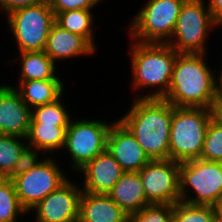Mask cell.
<instances>
[{
  "mask_svg": "<svg viewBox=\"0 0 222 222\" xmlns=\"http://www.w3.org/2000/svg\"><path fill=\"white\" fill-rule=\"evenodd\" d=\"M179 191L180 201L215 206L222 197V163L200 158L180 163Z\"/></svg>",
  "mask_w": 222,
  "mask_h": 222,
  "instance_id": "obj_7",
  "label": "cell"
},
{
  "mask_svg": "<svg viewBox=\"0 0 222 222\" xmlns=\"http://www.w3.org/2000/svg\"><path fill=\"white\" fill-rule=\"evenodd\" d=\"M128 222H173V205L150 204L128 215Z\"/></svg>",
  "mask_w": 222,
  "mask_h": 222,
  "instance_id": "obj_28",
  "label": "cell"
},
{
  "mask_svg": "<svg viewBox=\"0 0 222 222\" xmlns=\"http://www.w3.org/2000/svg\"><path fill=\"white\" fill-rule=\"evenodd\" d=\"M63 95L55 102L40 105L31 109L30 123L69 124L71 113L63 103Z\"/></svg>",
  "mask_w": 222,
  "mask_h": 222,
  "instance_id": "obj_25",
  "label": "cell"
},
{
  "mask_svg": "<svg viewBox=\"0 0 222 222\" xmlns=\"http://www.w3.org/2000/svg\"><path fill=\"white\" fill-rule=\"evenodd\" d=\"M107 195L127 215L138 212L150 205L138 172H124Z\"/></svg>",
  "mask_w": 222,
  "mask_h": 222,
  "instance_id": "obj_18",
  "label": "cell"
},
{
  "mask_svg": "<svg viewBox=\"0 0 222 222\" xmlns=\"http://www.w3.org/2000/svg\"><path fill=\"white\" fill-rule=\"evenodd\" d=\"M102 0H48L54 14L75 9L93 10Z\"/></svg>",
  "mask_w": 222,
  "mask_h": 222,
  "instance_id": "obj_29",
  "label": "cell"
},
{
  "mask_svg": "<svg viewBox=\"0 0 222 222\" xmlns=\"http://www.w3.org/2000/svg\"><path fill=\"white\" fill-rule=\"evenodd\" d=\"M180 163L168 160H151L138 173L144 193L150 204H171L180 201Z\"/></svg>",
  "mask_w": 222,
  "mask_h": 222,
  "instance_id": "obj_11",
  "label": "cell"
},
{
  "mask_svg": "<svg viewBox=\"0 0 222 222\" xmlns=\"http://www.w3.org/2000/svg\"><path fill=\"white\" fill-rule=\"evenodd\" d=\"M113 122L71 118L65 133L63 151H67L72 159L73 172H78L106 150L107 135Z\"/></svg>",
  "mask_w": 222,
  "mask_h": 222,
  "instance_id": "obj_10",
  "label": "cell"
},
{
  "mask_svg": "<svg viewBox=\"0 0 222 222\" xmlns=\"http://www.w3.org/2000/svg\"><path fill=\"white\" fill-rule=\"evenodd\" d=\"M20 73L18 81L63 79L57 75V66L44 51L19 53Z\"/></svg>",
  "mask_w": 222,
  "mask_h": 222,
  "instance_id": "obj_22",
  "label": "cell"
},
{
  "mask_svg": "<svg viewBox=\"0 0 222 222\" xmlns=\"http://www.w3.org/2000/svg\"><path fill=\"white\" fill-rule=\"evenodd\" d=\"M210 119L213 123L222 126V96L216 95L209 106Z\"/></svg>",
  "mask_w": 222,
  "mask_h": 222,
  "instance_id": "obj_31",
  "label": "cell"
},
{
  "mask_svg": "<svg viewBox=\"0 0 222 222\" xmlns=\"http://www.w3.org/2000/svg\"><path fill=\"white\" fill-rule=\"evenodd\" d=\"M31 108L10 84H0V134L26 138Z\"/></svg>",
  "mask_w": 222,
  "mask_h": 222,
  "instance_id": "obj_14",
  "label": "cell"
},
{
  "mask_svg": "<svg viewBox=\"0 0 222 222\" xmlns=\"http://www.w3.org/2000/svg\"><path fill=\"white\" fill-rule=\"evenodd\" d=\"M200 159L222 163V126L211 120L206 130Z\"/></svg>",
  "mask_w": 222,
  "mask_h": 222,
  "instance_id": "obj_27",
  "label": "cell"
},
{
  "mask_svg": "<svg viewBox=\"0 0 222 222\" xmlns=\"http://www.w3.org/2000/svg\"><path fill=\"white\" fill-rule=\"evenodd\" d=\"M216 215L222 219V197L218 200L217 204L215 205Z\"/></svg>",
  "mask_w": 222,
  "mask_h": 222,
  "instance_id": "obj_34",
  "label": "cell"
},
{
  "mask_svg": "<svg viewBox=\"0 0 222 222\" xmlns=\"http://www.w3.org/2000/svg\"><path fill=\"white\" fill-rule=\"evenodd\" d=\"M210 120L208 108L172 104L169 159L178 163L199 159Z\"/></svg>",
  "mask_w": 222,
  "mask_h": 222,
  "instance_id": "obj_5",
  "label": "cell"
},
{
  "mask_svg": "<svg viewBox=\"0 0 222 222\" xmlns=\"http://www.w3.org/2000/svg\"><path fill=\"white\" fill-rule=\"evenodd\" d=\"M17 83L12 87L20 93L22 100L31 109L55 102L66 92L62 79L17 81Z\"/></svg>",
  "mask_w": 222,
  "mask_h": 222,
  "instance_id": "obj_20",
  "label": "cell"
},
{
  "mask_svg": "<svg viewBox=\"0 0 222 222\" xmlns=\"http://www.w3.org/2000/svg\"><path fill=\"white\" fill-rule=\"evenodd\" d=\"M208 1V2H207ZM212 19L222 27V0H206Z\"/></svg>",
  "mask_w": 222,
  "mask_h": 222,
  "instance_id": "obj_32",
  "label": "cell"
},
{
  "mask_svg": "<svg viewBox=\"0 0 222 222\" xmlns=\"http://www.w3.org/2000/svg\"><path fill=\"white\" fill-rule=\"evenodd\" d=\"M132 70V90L149 88V92L135 95L137 98H164L171 84L177 53L167 43H141L132 40L129 45ZM153 89V90H152Z\"/></svg>",
  "mask_w": 222,
  "mask_h": 222,
  "instance_id": "obj_3",
  "label": "cell"
},
{
  "mask_svg": "<svg viewBox=\"0 0 222 222\" xmlns=\"http://www.w3.org/2000/svg\"><path fill=\"white\" fill-rule=\"evenodd\" d=\"M82 192L80 183L68 178L30 210L35 211L34 222H78Z\"/></svg>",
  "mask_w": 222,
  "mask_h": 222,
  "instance_id": "obj_12",
  "label": "cell"
},
{
  "mask_svg": "<svg viewBox=\"0 0 222 222\" xmlns=\"http://www.w3.org/2000/svg\"><path fill=\"white\" fill-rule=\"evenodd\" d=\"M44 52L54 61L91 56L97 50L81 35L71 33L54 23L50 29ZM58 60V61H57Z\"/></svg>",
  "mask_w": 222,
  "mask_h": 222,
  "instance_id": "obj_16",
  "label": "cell"
},
{
  "mask_svg": "<svg viewBox=\"0 0 222 222\" xmlns=\"http://www.w3.org/2000/svg\"><path fill=\"white\" fill-rule=\"evenodd\" d=\"M18 52L44 51L55 14L48 2L17 9L5 16Z\"/></svg>",
  "mask_w": 222,
  "mask_h": 222,
  "instance_id": "obj_9",
  "label": "cell"
},
{
  "mask_svg": "<svg viewBox=\"0 0 222 222\" xmlns=\"http://www.w3.org/2000/svg\"><path fill=\"white\" fill-rule=\"evenodd\" d=\"M106 149L124 172H139L151 161L135 136L119 119L109 129Z\"/></svg>",
  "mask_w": 222,
  "mask_h": 222,
  "instance_id": "obj_13",
  "label": "cell"
},
{
  "mask_svg": "<svg viewBox=\"0 0 222 222\" xmlns=\"http://www.w3.org/2000/svg\"><path fill=\"white\" fill-rule=\"evenodd\" d=\"M84 175L83 192L92 194H108L121 178L124 171L120 164L106 149L99 156L88 162L78 172Z\"/></svg>",
  "mask_w": 222,
  "mask_h": 222,
  "instance_id": "obj_15",
  "label": "cell"
},
{
  "mask_svg": "<svg viewBox=\"0 0 222 222\" xmlns=\"http://www.w3.org/2000/svg\"><path fill=\"white\" fill-rule=\"evenodd\" d=\"M186 0H147L129 25L131 40L141 43H167L174 32Z\"/></svg>",
  "mask_w": 222,
  "mask_h": 222,
  "instance_id": "obj_6",
  "label": "cell"
},
{
  "mask_svg": "<svg viewBox=\"0 0 222 222\" xmlns=\"http://www.w3.org/2000/svg\"><path fill=\"white\" fill-rule=\"evenodd\" d=\"M219 68H221V70H219V74H216L217 94L222 96V66Z\"/></svg>",
  "mask_w": 222,
  "mask_h": 222,
  "instance_id": "obj_33",
  "label": "cell"
},
{
  "mask_svg": "<svg viewBox=\"0 0 222 222\" xmlns=\"http://www.w3.org/2000/svg\"><path fill=\"white\" fill-rule=\"evenodd\" d=\"M93 10L75 9L64 11L55 15V23L61 28L84 37L95 49Z\"/></svg>",
  "mask_w": 222,
  "mask_h": 222,
  "instance_id": "obj_23",
  "label": "cell"
},
{
  "mask_svg": "<svg viewBox=\"0 0 222 222\" xmlns=\"http://www.w3.org/2000/svg\"><path fill=\"white\" fill-rule=\"evenodd\" d=\"M28 212L21 206L11 178L0 177V222H17Z\"/></svg>",
  "mask_w": 222,
  "mask_h": 222,
  "instance_id": "obj_24",
  "label": "cell"
},
{
  "mask_svg": "<svg viewBox=\"0 0 222 222\" xmlns=\"http://www.w3.org/2000/svg\"><path fill=\"white\" fill-rule=\"evenodd\" d=\"M45 2L48 0H0V13H4L3 15L6 16L17 9Z\"/></svg>",
  "mask_w": 222,
  "mask_h": 222,
  "instance_id": "obj_30",
  "label": "cell"
},
{
  "mask_svg": "<svg viewBox=\"0 0 222 222\" xmlns=\"http://www.w3.org/2000/svg\"><path fill=\"white\" fill-rule=\"evenodd\" d=\"M39 158L40 156H32L11 177L19 202L28 213L69 178L53 156H41V160Z\"/></svg>",
  "mask_w": 222,
  "mask_h": 222,
  "instance_id": "obj_4",
  "label": "cell"
},
{
  "mask_svg": "<svg viewBox=\"0 0 222 222\" xmlns=\"http://www.w3.org/2000/svg\"><path fill=\"white\" fill-rule=\"evenodd\" d=\"M31 157L26 138L0 134V177L11 178Z\"/></svg>",
  "mask_w": 222,
  "mask_h": 222,
  "instance_id": "obj_21",
  "label": "cell"
},
{
  "mask_svg": "<svg viewBox=\"0 0 222 222\" xmlns=\"http://www.w3.org/2000/svg\"><path fill=\"white\" fill-rule=\"evenodd\" d=\"M69 124L30 123L26 142L32 156H51L62 150ZM56 151V152H55ZM40 153V155H39ZM48 153V154H47Z\"/></svg>",
  "mask_w": 222,
  "mask_h": 222,
  "instance_id": "obj_19",
  "label": "cell"
},
{
  "mask_svg": "<svg viewBox=\"0 0 222 222\" xmlns=\"http://www.w3.org/2000/svg\"><path fill=\"white\" fill-rule=\"evenodd\" d=\"M78 222H128V215L107 194L82 192Z\"/></svg>",
  "mask_w": 222,
  "mask_h": 222,
  "instance_id": "obj_17",
  "label": "cell"
},
{
  "mask_svg": "<svg viewBox=\"0 0 222 222\" xmlns=\"http://www.w3.org/2000/svg\"><path fill=\"white\" fill-rule=\"evenodd\" d=\"M119 120L151 160L169 159L172 104L163 98H137Z\"/></svg>",
  "mask_w": 222,
  "mask_h": 222,
  "instance_id": "obj_1",
  "label": "cell"
},
{
  "mask_svg": "<svg viewBox=\"0 0 222 222\" xmlns=\"http://www.w3.org/2000/svg\"><path fill=\"white\" fill-rule=\"evenodd\" d=\"M206 55L207 53L177 55L169 91L163 99L175 107L209 108L217 95V70L210 68Z\"/></svg>",
  "mask_w": 222,
  "mask_h": 222,
  "instance_id": "obj_2",
  "label": "cell"
},
{
  "mask_svg": "<svg viewBox=\"0 0 222 222\" xmlns=\"http://www.w3.org/2000/svg\"><path fill=\"white\" fill-rule=\"evenodd\" d=\"M205 0H186L181 7L171 39L177 53H207L208 35L220 26L212 19Z\"/></svg>",
  "mask_w": 222,
  "mask_h": 222,
  "instance_id": "obj_8",
  "label": "cell"
},
{
  "mask_svg": "<svg viewBox=\"0 0 222 222\" xmlns=\"http://www.w3.org/2000/svg\"><path fill=\"white\" fill-rule=\"evenodd\" d=\"M215 216V206L192 205L183 201L173 205V222H212Z\"/></svg>",
  "mask_w": 222,
  "mask_h": 222,
  "instance_id": "obj_26",
  "label": "cell"
},
{
  "mask_svg": "<svg viewBox=\"0 0 222 222\" xmlns=\"http://www.w3.org/2000/svg\"><path fill=\"white\" fill-rule=\"evenodd\" d=\"M212 222H222V219L219 218L217 215L213 218Z\"/></svg>",
  "mask_w": 222,
  "mask_h": 222,
  "instance_id": "obj_35",
  "label": "cell"
}]
</instances>
